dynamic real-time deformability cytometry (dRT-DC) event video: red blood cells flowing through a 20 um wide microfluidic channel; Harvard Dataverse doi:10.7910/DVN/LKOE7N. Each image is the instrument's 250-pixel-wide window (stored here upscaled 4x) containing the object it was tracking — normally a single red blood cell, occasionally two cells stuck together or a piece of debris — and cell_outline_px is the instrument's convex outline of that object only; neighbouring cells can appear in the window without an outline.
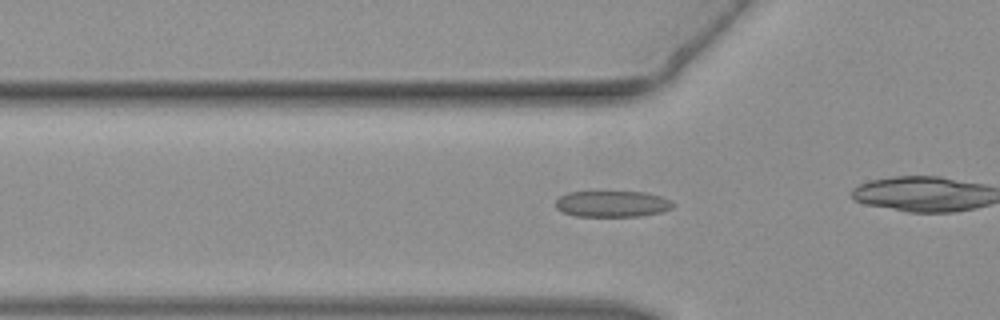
{"species": "common noctule bat (a hibernating species)", "species_latin": "Nyctalus noctula", "temperature_condition": "warm", "stored_images_in_passage": 28, "camera_frame_rate_fps": 3000, "um_per_image_px": 0.085, "animal": {"sex": "female", "body_mass_g": 19.3, "forearm_length_mm": 54.1}, "frame": {"image": 1, "passage_image": 10, "time_ms": 3.0, "image_size_px": [1000, 320], "cell_outline_px": [[672, 208], [660, 212], [640, 216], [576, 216], [564, 212], [556, 208], [556, 200], [560, 196], [568, 192], [648, 192], [672, 200]], "centroid_in_image_um": [52.04, 17.32], "position_along_channel_um": 73.8, "area_um2": 17.8}}
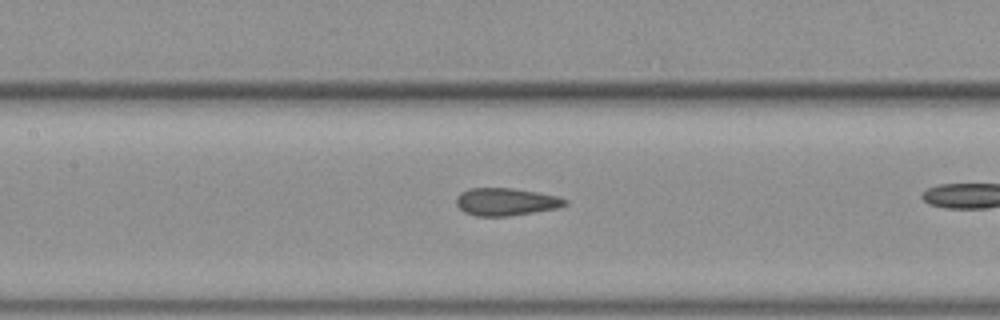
{"frame": {"image": 2, "passage_image": 16, "time_ms": 5.0, "image_size_px": [1000, 320], "cell_outline_px": [[568, 204], [560, 208], [508, 216], [476, 216], [464, 212], [456, 204], [456, 196], [460, 192], [472, 188], [512, 188], [536, 192], [556, 196], [568, 200]], "centroid_in_image_um": [43.0, 17.15], "position_along_channel_um": 164.4, "area_um2": 17.51}}
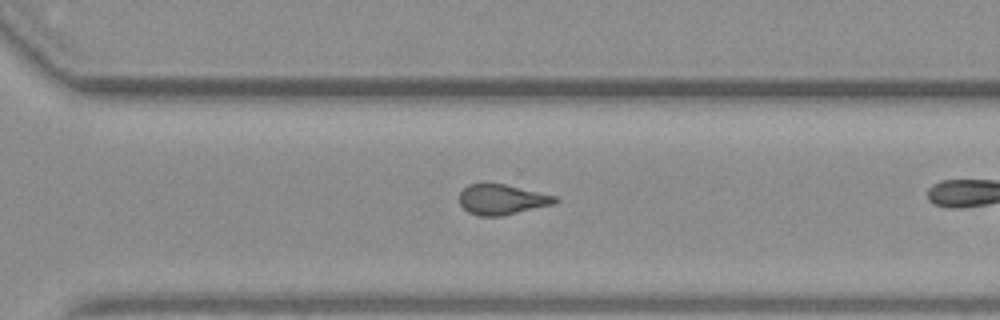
{"frame": {"image": 3, "passage_image": 27, "time_ms": 8.667, "image_size_px": [1000, 320], "cell_outline_px": [[560, 200], [556, 204], [504, 216], [480, 216], [468, 212], [460, 204], [460, 192], [468, 184], [504, 184], [556, 196]], "centroid_in_image_um": [42.7, 16.98], "position_along_channel_um": 327.9, "area_um2": 16.94}}